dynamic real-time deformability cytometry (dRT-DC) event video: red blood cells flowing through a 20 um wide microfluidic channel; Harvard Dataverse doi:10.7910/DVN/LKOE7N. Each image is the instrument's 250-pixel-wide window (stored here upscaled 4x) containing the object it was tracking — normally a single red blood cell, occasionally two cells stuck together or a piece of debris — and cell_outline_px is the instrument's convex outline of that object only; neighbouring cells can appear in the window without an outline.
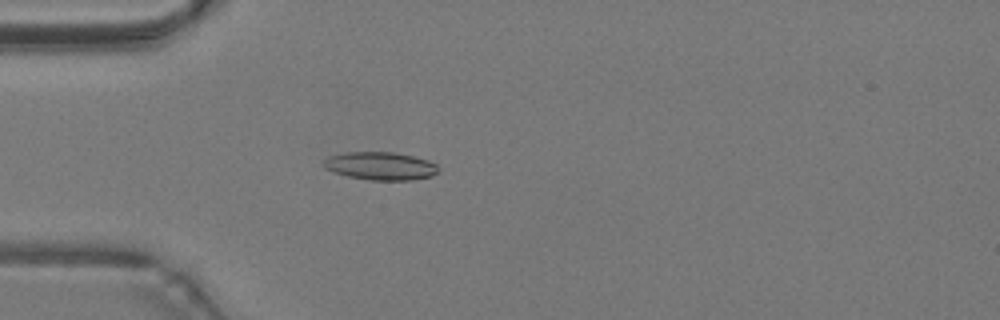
{"species": "common noctule bat (a hibernating species)", "species_latin": "Nyctalus noctula", "temperature_condition": "warm", "stored_images_in_passage": 49, "camera_frame_rate_fps": 3000, "um_per_image_px": 0.085, "animal": {"sex": "male", "body_mass_g": 19.2, "forearm_length_mm": 51.8}, "frame": {"image": 1, "passage_image": 15, "time_ms": 4.667, "image_size_px": [1000, 320], "cell_outline_px": [[440, 168], [432, 176], [412, 180], [372, 180], [348, 176], [324, 168], [324, 160], [328, 156], [344, 152], [392, 152], [416, 156], [428, 160], [436, 164]], "centroid_in_image_um": [32.37, 14.1], "position_along_channel_um": 52.6, "area_um2": 18.73}}
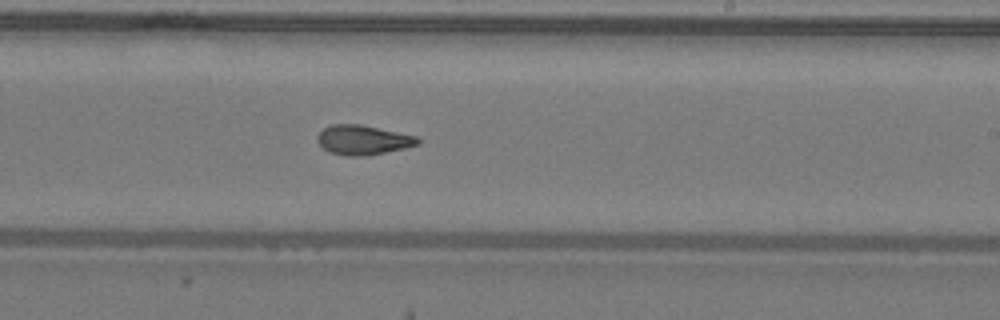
{"frame": {"image": 2, "passage_image": 30, "time_ms": 9.667, "image_size_px": [1000, 320], "cell_outline_px": [[420, 144], [404, 148], [368, 156], [348, 156], [332, 152], [324, 148], [316, 140], [316, 136], [324, 128], [332, 124], [360, 124], [416, 136], [420, 140]], "centroid_in_image_um": [30.85, 11.89], "position_along_channel_um": 258.1, "area_um2": 17.17}}
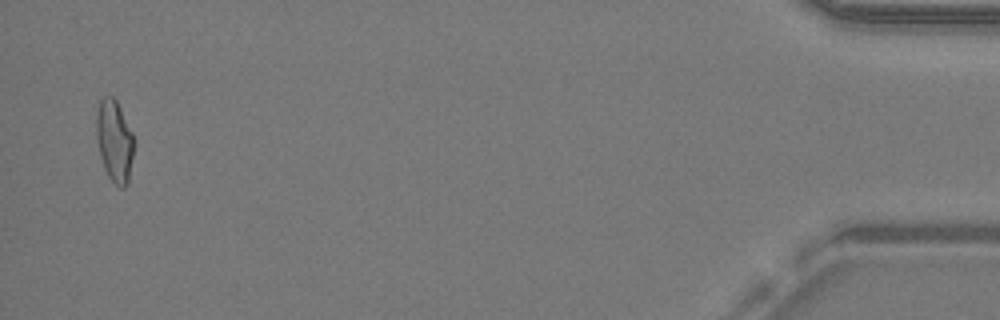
{"frame": {"image": 3, "passage_image": 48, "time_ms": 15.667, "image_size_px": [1000, 320], "cell_outline_px": [[132, 156], [128, 184], [124, 188], [120, 188], [108, 176], [104, 168], [100, 156], [96, 136], [96, 116], [100, 100], [104, 96], [112, 96], [116, 100], [132, 132]], "centroid_in_image_um": [9.7, 11.98], "position_along_channel_um": 425.5, "area_um2": 17.63}, "authors_computed_cell_mechanics": {"area_um2": 17.5134, "velocity_mm_per_s": 4.2839, "shape_relaxation_time_tau1_ms": 9.7091, "shape_relaxation_time_tau2_ms": 2.1235, "deformation_change_tau1": 0.2352, "deformation_change_tau2": 0.0969}}